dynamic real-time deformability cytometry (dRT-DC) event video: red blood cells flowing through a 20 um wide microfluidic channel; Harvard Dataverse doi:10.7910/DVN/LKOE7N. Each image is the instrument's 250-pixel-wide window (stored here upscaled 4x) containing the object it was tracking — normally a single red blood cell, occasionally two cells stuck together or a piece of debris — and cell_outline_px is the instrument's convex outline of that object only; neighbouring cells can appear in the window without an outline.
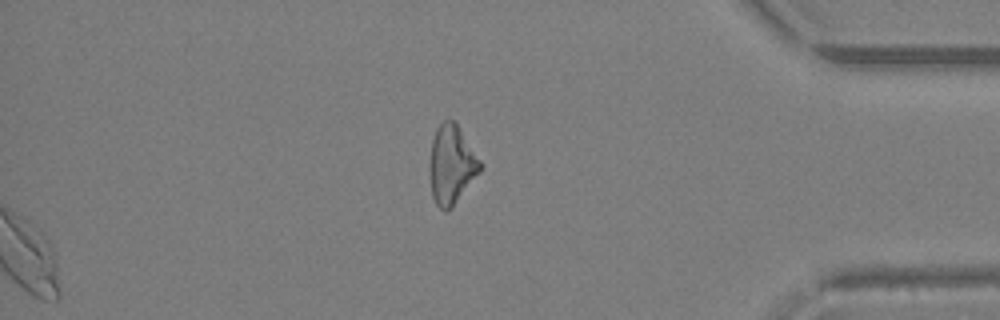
{"species": "Egyptian fruit bat (a non-hibernating species)", "species_latin": "Rousettus aegyptiacus", "temperature_condition": "warm", "stored_images_in_passage": 34, "segment_of_instrument_passage": [2, 2], "camera_frame_rate_fps": 3000, "um_per_image_px": 0.085, "animal": {"sex": "female"}, "frame": {"image": 1, "passage_image": 34, "time_ms": 11.0, "image_size_px": [1000, 320], "cell_outline_px": [[484, 168], [452, 208], [444, 212], [436, 204], [432, 196], [428, 164], [432, 140], [436, 128], [444, 120], [452, 120], [456, 124], [484, 164]], "centroid_in_image_um": [38.39, 14.03], "position_along_channel_um": 396.8, "area_um2": 23.58}}